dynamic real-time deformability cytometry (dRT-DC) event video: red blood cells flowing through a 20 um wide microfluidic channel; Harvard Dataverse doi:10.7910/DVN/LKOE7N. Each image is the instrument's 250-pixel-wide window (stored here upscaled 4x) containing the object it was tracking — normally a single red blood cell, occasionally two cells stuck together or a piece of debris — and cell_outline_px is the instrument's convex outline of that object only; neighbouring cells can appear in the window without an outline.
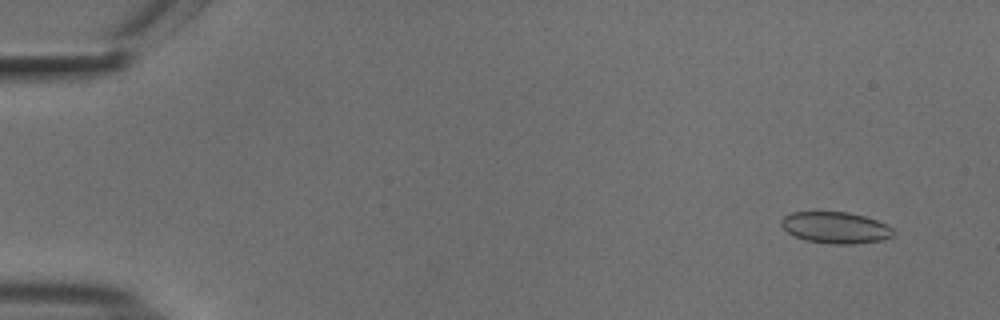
{"species": "common noctule bat (a hibernating species)", "species_latin": "Nyctalus noctula", "temperature_condition": "cold", "stored_images_in_passage": 54, "camera_frame_rate_fps": 3000, "um_per_image_px": 0.085, "animal": {"sex": "male", "body_mass_g": 18.8}, "frame": {"image": 1, "passage_image": 4, "time_ms": 1.0, "image_size_px": [1000, 320], "cell_outline_px": [[896, 232], [892, 236], [884, 240], [856, 244], [832, 244], [804, 240], [788, 232], [780, 224], [780, 220], [784, 216], [792, 212], [848, 212], [864, 216], [888, 224]], "centroid_in_image_um": [71.05, 19.35], "position_along_channel_um": 13.9, "area_um2": 20.69}}
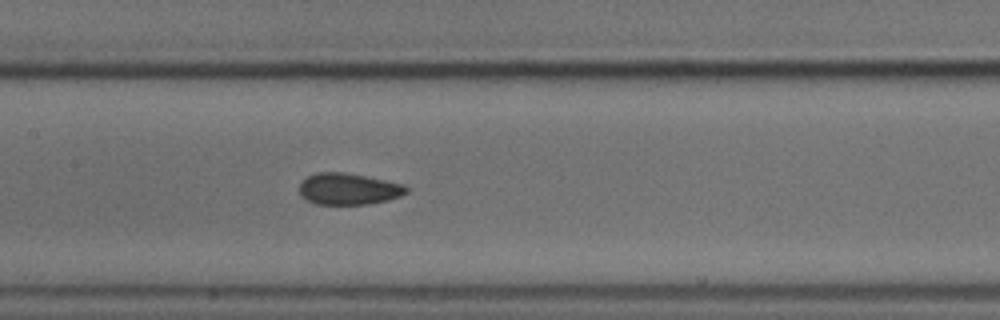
{"frame": {"image": 2, "passage_image": 27, "time_ms": 8.667, "image_size_px": [1000, 320], "cell_outline_px": [[408, 192], [400, 196], [388, 200], [368, 204], [316, 204], [304, 200], [300, 196], [300, 184], [308, 176], [316, 172], [344, 172], [404, 184], [408, 188]], "centroid_in_image_um": [29.61, 16.07], "position_along_channel_um": 177.8, "area_um2": 19.65}}
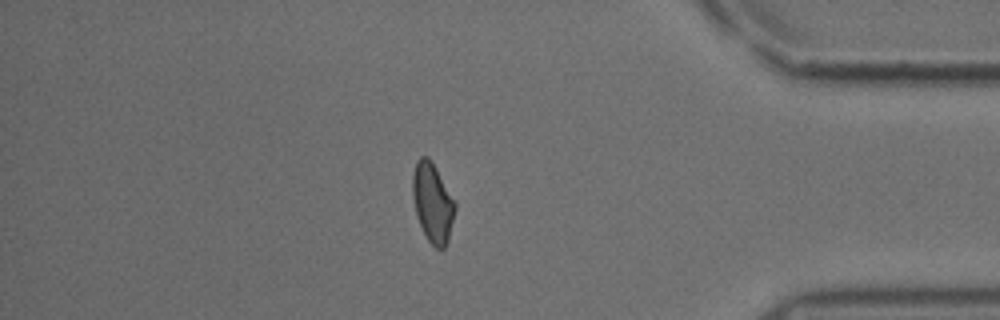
{"frame": {"image": 3, "passage_image": 47, "time_ms": 15.333, "image_size_px": [1000, 320], "cell_outline_px": [[456, 208], [448, 240], [444, 248], [436, 248], [428, 240], [416, 216], [412, 196], [412, 176], [416, 160], [420, 156], [428, 156], [436, 168], [456, 200]], "centroid_in_image_um": [36.77, 17.19], "position_along_channel_um": 398.4, "area_um2": 19.77}, "authors_computed_cell_mechanics": {"area_um2": 19.941, "velocity_mm_per_s": 3.7354, "shape_relaxation_time_tau1_ms": null, "shape_relaxation_time_tau2_ms": 1.163, "deformation_change_tau1": null, "deformation_change_tau2": 0.0544}}